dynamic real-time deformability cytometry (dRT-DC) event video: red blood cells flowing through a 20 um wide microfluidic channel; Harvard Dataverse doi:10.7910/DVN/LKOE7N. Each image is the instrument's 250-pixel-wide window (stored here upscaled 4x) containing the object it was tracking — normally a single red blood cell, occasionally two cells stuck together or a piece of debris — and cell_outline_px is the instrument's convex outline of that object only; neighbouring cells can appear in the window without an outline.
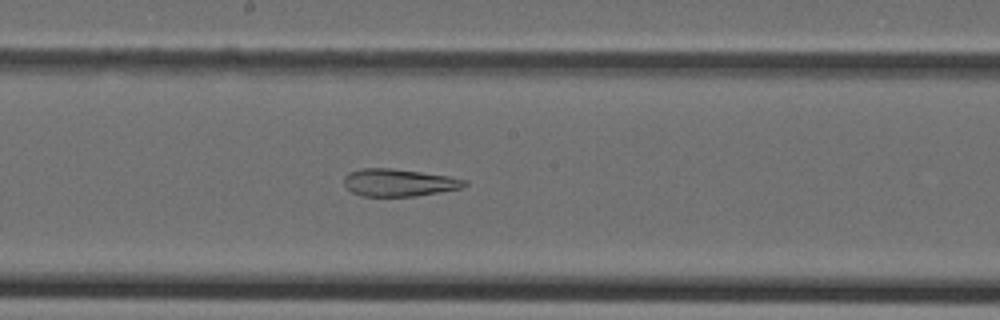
{"species": "Egyptian fruit bat (a non-hibernating species)", "species_latin": "Rousettus aegyptiacus", "temperature_condition": "cold", "stored_images_in_passage": 45, "camera_frame_rate_fps": 3000, "um_per_image_px": 0.085, "animal": {"sex": "female"}, "frame": {"image": 1, "passage_image": 24, "time_ms": 7.667, "image_size_px": [1000, 320], "cell_outline_px": [[468, 184], [464, 188], [416, 196], [360, 196], [352, 192], [344, 184], [344, 176], [360, 168], [392, 168], [448, 176], [468, 180]], "centroid_in_image_um": [33.94, 15.52], "position_along_channel_um": 214.3, "area_um2": 19.31}}
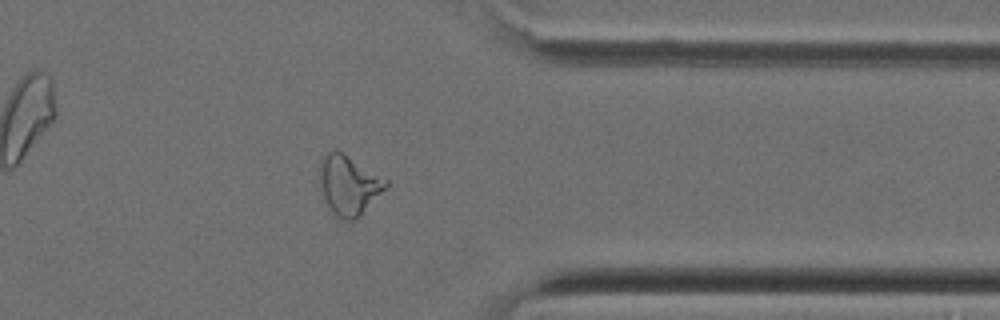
{"frame": {"image": 2, "passage_image": 36, "time_ms": 11.667, "image_size_px": [1000, 320], "cell_outline_px": [[388, 184], [360, 216], [352, 220], [344, 220], [336, 216], [332, 212], [324, 200], [320, 192], [320, 164], [324, 156], [332, 148], [340, 152], [388, 180]], "centroid_in_image_um": [29.6, 15.75], "position_along_channel_um": 381.8, "area_um2": 22.48}}
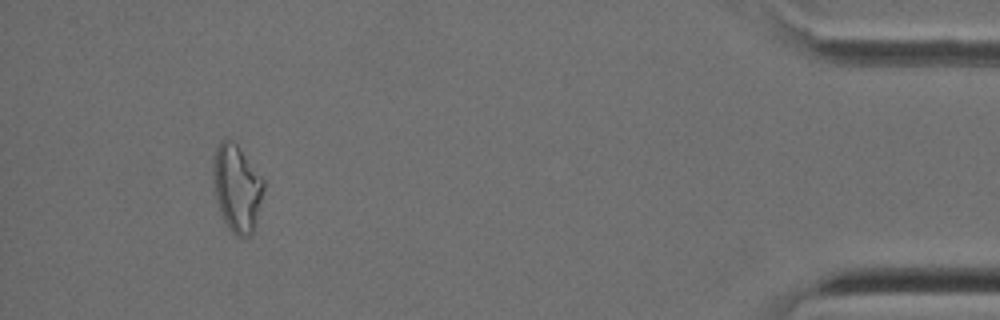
{"frame": {"image": 3, "passage_image": 42, "time_ms": 13.667, "image_size_px": [1000, 320], "cell_outline_px": [[264, 188], [256, 224], [252, 232], [244, 240], [236, 236], [228, 228], [224, 220], [216, 196], [212, 168], [216, 148], [220, 140], [232, 140], [236, 144], [264, 180]], "centroid_in_image_um": [20.15, 16.02], "position_along_channel_um": 415.1, "area_um2": 25.32}}